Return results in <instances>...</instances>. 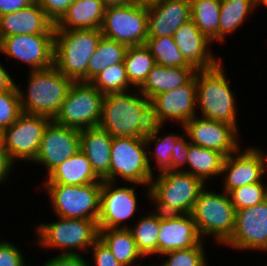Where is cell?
<instances>
[{
	"instance_id": "1",
	"label": "cell",
	"mask_w": 267,
	"mask_h": 266,
	"mask_svg": "<svg viewBox=\"0 0 267 266\" xmlns=\"http://www.w3.org/2000/svg\"><path fill=\"white\" fill-rule=\"evenodd\" d=\"M133 90L104 95L98 127L112 137L145 138L151 131V102Z\"/></svg>"
},
{
	"instance_id": "2",
	"label": "cell",
	"mask_w": 267,
	"mask_h": 266,
	"mask_svg": "<svg viewBox=\"0 0 267 266\" xmlns=\"http://www.w3.org/2000/svg\"><path fill=\"white\" fill-rule=\"evenodd\" d=\"M225 70L222 60L213 68L196 70V108L200 117L228 123L239 131L237 99Z\"/></svg>"
},
{
	"instance_id": "3",
	"label": "cell",
	"mask_w": 267,
	"mask_h": 266,
	"mask_svg": "<svg viewBox=\"0 0 267 266\" xmlns=\"http://www.w3.org/2000/svg\"><path fill=\"white\" fill-rule=\"evenodd\" d=\"M206 184L184 171H165L153 176L149 185V202L161 214H191Z\"/></svg>"
},
{
	"instance_id": "4",
	"label": "cell",
	"mask_w": 267,
	"mask_h": 266,
	"mask_svg": "<svg viewBox=\"0 0 267 266\" xmlns=\"http://www.w3.org/2000/svg\"><path fill=\"white\" fill-rule=\"evenodd\" d=\"M28 72L30 74L26 93L17 84L22 112L53 120L74 81L54 66L42 70H28Z\"/></svg>"
},
{
	"instance_id": "5",
	"label": "cell",
	"mask_w": 267,
	"mask_h": 266,
	"mask_svg": "<svg viewBox=\"0 0 267 266\" xmlns=\"http://www.w3.org/2000/svg\"><path fill=\"white\" fill-rule=\"evenodd\" d=\"M34 229L38 237L34 239L36 245L46 251L59 249L57 254L61 255H84V252L87 255L99 239L98 223L91 219L58 217L56 222H41Z\"/></svg>"
},
{
	"instance_id": "6",
	"label": "cell",
	"mask_w": 267,
	"mask_h": 266,
	"mask_svg": "<svg viewBox=\"0 0 267 266\" xmlns=\"http://www.w3.org/2000/svg\"><path fill=\"white\" fill-rule=\"evenodd\" d=\"M101 37L100 29L55 30L53 66L74 82H87V65Z\"/></svg>"
},
{
	"instance_id": "7",
	"label": "cell",
	"mask_w": 267,
	"mask_h": 266,
	"mask_svg": "<svg viewBox=\"0 0 267 266\" xmlns=\"http://www.w3.org/2000/svg\"><path fill=\"white\" fill-rule=\"evenodd\" d=\"M215 193L206 187L200 192L191 215L203 241L213 237L217 245L225 244L235 229L236 210L228 193Z\"/></svg>"
},
{
	"instance_id": "8",
	"label": "cell",
	"mask_w": 267,
	"mask_h": 266,
	"mask_svg": "<svg viewBox=\"0 0 267 266\" xmlns=\"http://www.w3.org/2000/svg\"><path fill=\"white\" fill-rule=\"evenodd\" d=\"M153 176L148 164L144 138H112L110 182L119 183L120 179V181H125V184L136 183L146 186L145 194L149 199V185Z\"/></svg>"
},
{
	"instance_id": "9",
	"label": "cell",
	"mask_w": 267,
	"mask_h": 266,
	"mask_svg": "<svg viewBox=\"0 0 267 266\" xmlns=\"http://www.w3.org/2000/svg\"><path fill=\"white\" fill-rule=\"evenodd\" d=\"M147 0L105 8L102 36L126 46L146 44L148 38Z\"/></svg>"
},
{
	"instance_id": "10",
	"label": "cell",
	"mask_w": 267,
	"mask_h": 266,
	"mask_svg": "<svg viewBox=\"0 0 267 266\" xmlns=\"http://www.w3.org/2000/svg\"><path fill=\"white\" fill-rule=\"evenodd\" d=\"M57 217L96 220L102 182L83 185L43 184ZM53 208V209H52Z\"/></svg>"
},
{
	"instance_id": "11",
	"label": "cell",
	"mask_w": 267,
	"mask_h": 266,
	"mask_svg": "<svg viewBox=\"0 0 267 266\" xmlns=\"http://www.w3.org/2000/svg\"><path fill=\"white\" fill-rule=\"evenodd\" d=\"M103 98L104 94L90 82H74L53 120L77 130L98 127Z\"/></svg>"
},
{
	"instance_id": "12",
	"label": "cell",
	"mask_w": 267,
	"mask_h": 266,
	"mask_svg": "<svg viewBox=\"0 0 267 266\" xmlns=\"http://www.w3.org/2000/svg\"><path fill=\"white\" fill-rule=\"evenodd\" d=\"M50 121L51 119L45 116L22 112L11 126L0 134L3 148L14 166L19 161L34 162L44 130Z\"/></svg>"
},
{
	"instance_id": "13",
	"label": "cell",
	"mask_w": 267,
	"mask_h": 266,
	"mask_svg": "<svg viewBox=\"0 0 267 266\" xmlns=\"http://www.w3.org/2000/svg\"><path fill=\"white\" fill-rule=\"evenodd\" d=\"M126 185L119 186L118 183L102 180L97 217L99 229H126L131 226L126 222L131 221L137 213L138 195L134 186L139 184L133 183V187Z\"/></svg>"
},
{
	"instance_id": "14",
	"label": "cell",
	"mask_w": 267,
	"mask_h": 266,
	"mask_svg": "<svg viewBox=\"0 0 267 266\" xmlns=\"http://www.w3.org/2000/svg\"><path fill=\"white\" fill-rule=\"evenodd\" d=\"M196 73L185 85L154 96L151 102L153 124L165 125L175 121L184 125L194 116H199L196 108Z\"/></svg>"
},
{
	"instance_id": "15",
	"label": "cell",
	"mask_w": 267,
	"mask_h": 266,
	"mask_svg": "<svg viewBox=\"0 0 267 266\" xmlns=\"http://www.w3.org/2000/svg\"><path fill=\"white\" fill-rule=\"evenodd\" d=\"M0 53L26 63L29 70L53 66L54 34L11 35L0 41Z\"/></svg>"
},
{
	"instance_id": "16",
	"label": "cell",
	"mask_w": 267,
	"mask_h": 266,
	"mask_svg": "<svg viewBox=\"0 0 267 266\" xmlns=\"http://www.w3.org/2000/svg\"><path fill=\"white\" fill-rule=\"evenodd\" d=\"M224 245L237 251L267 252V199L236 211L234 232Z\"/></svg>"
},
{
	"instance_id": "17",
	"label": "cell",
	"mask_w": 267,
	"mask_h": 266,
	"mask_svg": "<svg viewBox=\"0 0 267 266\" xmlns=\"http://www.w3.org/2000/svg\"><path fill=\"white\" fill-rule=\"evenodd\" d=\"M181 127L190 143L218 151L225 157L241 147L239 131L228 123L194 116Z\"/></svg>"
},
{
	"instance_id": "18",
	"label": "cell",
	"mask_w": 267,
	"mask_h": 266,
	"mask_svg": "<svg viewBox=\"0 0 267 266\" xmlns=\"http://www.w3.org/2000/svg\"><path fill=\"white\" fill-rule=\"evenodd\" d=\"M80 150V130L51 120L46 126L40 149L32 164L43 165L46 176L66 159Z\"/></svg>"
},
{
	"instance_id": "19",
	"label": "cell",
	"mask_w": 267,
	"mask_h": 266,
	"mask_svg": "<svg viewBox=\"0 0 267 266\" xmlns=\"http://www.w3.org/2000/svg\"><path fill=\"white\" fill-rule=\"evenodd\" d=\"M266 175L265 162L257 146L241 147L226 156L223 162L221 177L223 191L228 193L236 188L261 182Z\"/></svg>"
},
{
	"instance_id": "20",
	"label": "cell",
	"mask_w": 267,
	"mask_h": 266,
	"mask_svg": "<svg viewBox=\"0 0 267 266\" xmlns=\"http://www.w3.org/2000/svg\"><path fill=\"white\" fill-rule=\"evenodd\" d=\"M148 38L173 36L191 20L188 0H147Z\"/></svg>"
},
{
	"instance_id": "21",
	"label": "cell",
	"mask_w": 267,
	"mask_h": 266,
	"mask_svg": "<svg viewBox=\"0 0 267 266\" xmlns=\"http://www.w3.org/2000/svg\"><path fill=\"white\" fill-rule=\"evenodd\" d=\"M191 214H161L158 257L179 249L195 247L202 242Z\"/></svg>"
},
{
	"instance_id": "22",
	"label": "cell",
	"mask_w": 267,
	"mask_h": 266,
	"mask_svg": "<svg viewBox=\"0 0 267 266\" xmlns=\"http://www.w3.org/2000/svg\"><path fill=\"white\" fill-rule=\"evenodd\" d=\"M173 38L185 60L196 70L213 68L222 60L215 57L210 47V44H213L212 41L196 27L192 20L178 28Z\"/></svg>"
},
{
	"instance_id": "23",
	"label": "cell",
	"mask_w": 267,
	"mask_h": 266,
	"mask_svg": "<svg viewBox=\"0 0 267 266\" xmlns=\"http://www.w3.org/2000/svg\"><path fill=\"white\" fill-rule=\"evenodd\" d=\"M55 34V23L34 3L0 16V41L11 35Z\"/></svg>"
},
{
	"instance_id": "24",
	"label": "cell",
	"mask_w": 267,
	"mask_h": 266,
	"mask_svg": "<svg viewBox=\"0 0 267 266\" xmlns=\"http://www.w3.org/2000/svg\"><path fill=\"white\" fill-rule=\"evenodd\" d=\"M112 136L100 127L80 130V150L100 180L110 182Z\"/></svg>"
},
{
	"instance_id": "25",
	"label": "cell",
	"mask_w": 267,
	"mask_h": 266,
	"mask_svg": "<svg viewBox=\"0 0 267 266\" xmlns=\"http://www.w3.org/2000/svg\"><path fill=\"white\" fill-rule=\"evenodd\" d=\"M104 12L101 0H75L55 23V30L100 29Z\"/></svg>"
},
{
	"instance_id": "26",
	"label": "cell",
	"mask_w": 267,
	"mask_h": 266,
	"mask_svg": "<svg viewBox=\"0 0 267 266\" xmlns=\"http://www.w3.org/2000/svg\"><path fill=\"white\" fill-rule=\"evenodd\" d=\"M42 184L83 185L102 182L94 171L86 155L77 151L73 156L54 168Z\"/></svg>"
},
{
	"instance_id": "27",
	"label": "cell",
	"mask_w": 267,
	"mask_h": 266,
	"mask_svg": "<svg viewBox=\"0 0 267 266\" xmlns=\"http://www.w3.org/2000/svg\"><path fill=\"white\" fill-rule=\"evenodd\" d=\"M195 73V68L165 67L155 64L138 90L151 100L156 95L185 85Z\"/></svg>"
},
{
	"instance_id": "28",
	"label": "cell",
	"mask_w": 267,
	"mask_h": 266,
	"mask_svg": "<svg viewBox=\"0 0 267 266\" xmlns=\"http://www.w3.org/2000/svg\"><path fill=\"white\" fill-rule=\"evenodd\" d=\"M99 239L123 266H135L145 259L138 251L131 231L126 229H99ZM138 260V262H137Z\"/></svg>"
},
{
	"instance_id": "29",
	"label": "cell",
	"mask_w": 267,
	"mask_h": 266,
	"mask_svg": "<svg viewBox=\"0 0 267 266\" xmlns=\"http://www.w3.org/2000/svg\"><path fill=\"white\" fill-rule=\"evenodd\" d=\"M224 159L218 151L189 143L186 172L207 184L214 176L221 175Z\"/></svg>"
},
{
	"instance_id": "30",
	"label": "cell",
	"mask_w": 267,
	"mask_h": 266,
	"mask_svg": "<svg viewBox=\"0 0 267 266\" xmlns=\"http://www.w3.org/2000/svg\"><path fill=\"white\" fill-rule=\"evenodd\" d=\"M164 127L160 124H153L151 131L145 136L144 140L147 146V159L148 164L151 169V172L154 173L151 161L153 162L155 159L156 169H158L157 174L165 171H169L171 169V156L172 153L175 152L176 142L182 137L184 134H177L171 131L170 134L165 133L164 136H160V130ZM155 142V143H154ZM154 143L155 149L152 148V150H149ZM151 155V156H149Z\"/></svg>"
},
{
	"instance_id": "31",
	"label": "cell",
	"mask_w": 267,
	"mask_h": 266,
	"mask_svg": "<svg viewBox=\"0 0 267 266\" xmlns=\"http://www.w3.org/2000/svg\"><path fill=\"white\" fill-rule=\"evenodd\" d=\"M255 8L256 0H221L219 42L224 43L226 36L241 28L247 18L253 15Z\"/></svg>"
},
{
	"instance_id": "32",
	"label": "cell",
	"mask_w": 267,
	"mask_h": 266,
	"mask_svg": "<svg viewBox=\"0 0 267 266\" xmlns=\"http://www.w3.org/2000/svg\"><path fill=\"white\" fill-rule=\"evenodd\" d=\"M135 224L128 229L136 242L138 251L144 258L158 255V237L160 231V213L153 210L142 217H137Z\"/></svg>"
},
{
	"instance_id": "33",
	"label": "cell",
	"mask_w": 267,
	"mask_h": 266,
	"mask_svg": "<svg viewBox=\"0 0 267 266\" xmlns=\"http://www.w3.org/2000/svg\"><path fill=\"white\" fill-rule=\"evenodd\" d=\"M127 49L128 46L102 36L87 65V82H91L107 67L124 63Z\"/></svg>"
},
{
	"instance_id": "34",
	"label": "cell",
	"mask_w": 267,
	"mask_h": 266,
	"mask_svg": "<svg viewBox=\"0 0 267 266\" xmlns=\"http://www.w3.org/2000/svg\"><path fill=\"white\" fill-rule=\"evenodd\" d=\"M221 0H192L191 20L212 43L219 42Z\"/></svg>"
},
{
	"instance_id": "35",
	"label": "cell",
	"mask_w": 267,
	"mask_h": 266,
	"mask_svg": "<svg viewBox=\"0 0 267 266\" xmlns=\"http://www.w3.org/2000/svg\"><path fill=\"white\" fill-rule=\"evenodd\" d=\"M155 64L154 57L145 44L128 47L124 65L133 89H139L142 86Z\"/></svg>"
},
{
	"instance_id": "36",
	"label": "cell",
	"mask_w": 267,
	"mask_h": 266,
	"mask_svg": "<svg viewBox=\"0 0 267 266\" xmlns=\"http://www.w3.org/2000/svg\"><path fill=\"white\" fill-rule=\"evenodd\" d=\"M145 45L149 48L156 64L165 67L194 68L177 48L173 36L147 38Z\"/></svg>"
},
{
	"instance_id": "37",
	"label": "cell",
	"mask_w": 267,
	"mask_h": 266,
	"mask_svg": "<svg viewBox=\"0 0 267 266\" xmlns=\"http://www.w3.org/2000/svg\"><path fill=\"white\" fill-rule=\"evenodd\" d=\"M90 83L104 95L132 90L124 63L107 67Z\"/></svg>"
},
{
	"instance_id": "38",
	"label": "cell",
	"mask_w": 267,
	"mask_h": 266,
	"mask_svg": "<svg viewBox=\"0 0 267 266\" xmlns=\"http://www.w3.org/2000/svg\"><path fill=\"white\" fill-rule=\"evenodd\" d=\"M264 178L261 182L245 185L228 192L230 201L235 210L252 207L267 199V182Z\"/></svg>"
},
{
	"instance_id": "39",
	"label": "cell",
	"mask_w": 267,
	"mask_h": 266,
	"mask_svg": "<svg viewBox=\"0 0 267 266\" xmlns=\"http://www.w3.org/2000/svg\"><path fill=\"white\" fill-rule=\"evenodd\" d=\"M206 241H202L195 247L179 249L162 254L167 259H163V266H208L207 254L205 253Z\"/></svg>"
},
{
	"instance_id": "40",
	"label": "cell",
	"mask_w": 267,
	"mask_h": 266,
	"mask_svg": "<svg viewBox=\"0 0 267 266\" xmlns=\"http://www.w3.org/2000/svg\"><path fill=\"white\" fill-rule=\"evenodd\" d=\"M21 113L17 84L10 90L0 91V134L11 126Z\"/></svg>"
},
{
	"instance_id": "41",
	"label": "cell",
	"mask_w": 267,
	"mask_h": 266,
	"mask_svg": "<svg viewBox=\"0 0 267 266\" xmlns=\"http://www.w3.org/2000/svg\"><path fill=\"white\" fill-rule=\"evenodd\" d=\"M24 253L14 243L0 239V266H26Z\"/></svg>"
},
{
	"instance_id": "42",
	"label": "cell",
	"mask_w": 267,
	"mask_h": 266,
	"mask_svg": "<svg viewBox=\"0 0 267 266\" xmlns=\"http://www.w3.org/2000/svg\"><path fill=\"white\" fill-rule=\"evenodd\" d=\"M88 253L92 254L91 260H93L90 266L91 264L92 266H123L100 239L91 246Z\"/></svg>"
},
{
	"instance_id": "43",
	"label": "cell",
	"mask_w": 267,
	"mask_h": 266,
	"mask_svg": "<svg viewBox=\"0 0 267 266\" xmlns=\"http://www.w3.org/2000/svg\"><path fill=\"white\" fill-rule=\"evenodd\" d=\"M75 0H36L46 15L56 23Z\"/></svg>"
},
{
	"instance_id": "44",
	"label": "cell",
	"mask_w": 267,
	"mask_h": 266,
	"mask_svg": "<svg viewBox=\"0 0 267 266\" xmlns=\"http://www.w3.org/2000/svg\"><path fill=\"white\" fill-rule=\"evenodd\" d=\"M188 137L184 134L175 144L176 150L171 156V169L169 171L186 172L188 146Z\"/></svg>"
},
{
	"instance_id": "45",
	"label": "cell",
	"mask_w": 267,
	"mask_h": 266,
	"mask_svg": "<svg viewBox=\"0 0 267 266\" xmlns=\"http://www.w3.org/2000/svg\"><path fill=\"white\" fill-rule=\"evenodd\" d=\"M42 266H90L88 259L83 255L57 254L43 262Z\"/></svg>"
},
{
	"instance_id": "46",
	"label": "cell",
	"mask_w": 267,
	"mask_h": 266,
	"mask_svg": "<svg viewBox=\"0 0 267 266\" xmlns=\"http://www.w3.org/2000/svg\"><path fill=\"white\" fill-rule=\"evenodd\" d=\"M36 3V0H0V16L16 12Z\"/></svg>"
},
{
	"instance_id": "47",
	"label": "cell",
	"mask_w": 267,
	"mask_h": 266,
	"mask_svg": "<svg viewBox=\"0 0 267 266\" xmlns=\"http://www.w3.org/2000/svg\"><path fill=\"white\" fill-rule=\"evenodd\" d=\"M15 166L11 163L0 141V184H4L8 178L10 179L11 173H14ZM10 174V175H9Z\"/></svg>"
},
{
	"instance_id": "48",
	"label": "cell",
	"mask_w": 267,
	"mask_h": 266,
	"mask_svg": "<svg viewBox=\"0 0 267 266\" xmlns=\"http://www.w3.org/2000/svg\"><path fill=\"white\" fill-rule=\"evenodd\" d=\"M6 70V67L0 63V91L10 90L16 83Z\"/></svg>"
},
{
	"instance_id": "49",
	"label": "cell",
	"mask_w": 267,
	"mask_h": 266,
	"mask_svg": "<svg viewBox=\"0 0 267 266\" xmlns=\"http://www.w3.org/2000/svg\"><path fill=\"white\" fill-rule=\"evenodd\" d=\"M104 7L108 8V7H115V6H123L126 4L131 3L134 0H101Z\"/></svg>"
},
{
	"instance_id": "50",
	"label": "cell",
	"mask_w": 267,
	"mask_h": 266,
	"mask_svg": "<svg viewBox=\"0 0 267 266\" xmlns=\"http://www.w3.org/2000/svg\"><path fill=\"white\" fill-rule=\"evenodd\" d=\"M260 4L267 7V0H256V7L261 6Z\"/></svg>"
},
{
	"instance_id": "51",
	"label": "cell",
	"mask_w": 267,
	"mask_h": 266,
	"mask_svg": "<svg viewBox=\"0 0 267 266\" xmlns=\"http://www.w3.org/2000/svg\"><path fill=\"white\" fill-rule=\"evenodd\" d=\"M258 149L261 151L264 162H265V168H266V174H267V153L263 152V150H261V148L258 147Z\"/></svg>"
},
{
	"instance_id": "52",
	"label": "cell",
	"mask_w": 267,
	"mask_h": 266,
	"mask_svg": "<svg viewBox=\"0 0 267 266\" xmlns=\"http://www.w3.org/2000/svg\"><path fill=\"white\" fill-rule=\"evenodd\" d=\"M142 265V263L141 264H139V265H136V266H141ZM147 266V265H146ZM151 266H154V264L153 265H151ZM155 266H163L162 264L160 265V264H156Z\"/></svg>"
}]
</instances>
